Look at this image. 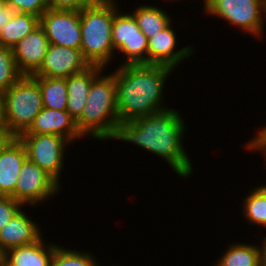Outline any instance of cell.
Returning <instances> with one entry per match:
<instances>
[{
  "label": "cell",
  "mask_w": 266,
  "mask_h": 266,
  "mask_svg": "<svg viewBox=\"0 0 266 266\" xmlns=\"http://www.w3.org/2000/svg\"><path fill=\"white\" fill-rule=\"evenodd\" d=\"M182 117L178 110L169 107L146 117L119 122L111 140L133 143L150 151L165 159L179 177L186 179L193 175L194 166L183 145L187 124Z\"/></svg>",
  "instance_id": "6da1fadb"
},
{
  "label": "cell",
  "mask_w": 266,
  "mask_h": 266,
  "mask_svg": "<svg viewBox=\"0 0 266 266\" xmlns=\"http://www.w3.org/2000/svg\"><path fill=\"white\" fill-rule=\"evenodd\" d=\"M173 71L174 69L165 65L118 66L112 73L116 83L119 122L135 120L169 109L163 102V90Z\"/></svg>",
  "instance_id": "7a4b0ae2"
},
{
  "label": "cell",
  "mask_w": 266,
  "mask_h": 266,
  "mask_svg": "<svg viewBox=\"0 0 266 266\" xmlns=\"http://www.w3.org/2000/svg\"><path fill=\"white\" fill-rule=\"evenodd\" d=\"M102 71L92 82L81 116L76 120L79 132L97 140H111L117 130L119 115L113 73Z\"/></svg>",
  "instance_id": "3957f363"
},
{
  "label": "cell",
  "mask_w": 266,
  "mask_h": 266,
  "mask_svg": "<svg viewBox=\"0 0 266 266\" xmlns=\"http://www.w3.org/2000/svg\"><path fill=\"white\" fill-rule=\"evenodd\" d=\"M116 0H95L80 11L81 47L90 65L107 68L115 50L112 42L114 14L120 8ZM119 7V8H118Z\"/></svg>",
  "instance_id": "277c9868"
},
{
  "label": "cell",
  "mask_w": 266,
  "mask_h": 266,
  "mask_svg": "<svg viewBox=\"0 0 266 266\" xmlns=\"http://www.w3.org/2000/svg\"><path fill=\"white\" fill-rule=\"evenodd\" d=\"M3 95L5 128L18 137L30 128L44 107L39 84L32 76H22Z\"/></svg>",
  "instance_id": "5b68a950"
},
{
  "label": "cell",
  "mask_w": 266,
  "mask_h": 266,
  "mask_svg": "<svg viewBox=\"0 0 266 266\" xmlns=\"http://www.w3.org/2000/svg\"><path fill=\"white\" fill-rule=\"evenodd\" d=\"M209 16L223 19L242 33L263 38L266 0H209L203 9Z\"/></svg>",
  "instance_id": "8992f818"
},
{
  "label": "cell",
  "mask_w": 266,
  "mask_h": 266,
  "mask_svg": "<svg viewBox=\"0 0 266 266\" xmlns=\"http://www.w3.org/2000/svg\"><path fill=\"white\" fill-rule=\"evenodd\" d=\"M24 145L27 159L51 175L60 185L64 171L65 148L71 142L54 134H21L17 137ZM70 143V144H69Z\"/></svg>",
  "instance_id": "52a82bcc"
},
{
  "label": "cell",
  "mask_w": 266,
  "mask_h": 266,
  "mask_svg": "<svg viewBox=\"0 0 266 266\" xmlns=\"http://www.w3.org/2000/svg\"><path fill=\"white\" fill-rule=\"evenodd\" d=\"M112 42L115 53L123 54L120 65L147 64L148 39L131 13L115 12Z\"/></svg>",
  "instance_id": "ba28073f"
},
{
  "label": "cell",
  "mask_w": 266,
  "mask_h": 266,
  "mask_svg": "<svg viewBox=\"0 0 266 266\" xmlns=\"http://www.w3.org/2000/svg\"><path fill=\"white\" fill-rule=\"evenodd\" d=\"M60 190L61 185L51 175L37 164L25 160L15 187V200L24 206L36 207L58 195Z\"/></svg>",
  "instance_id": "9c48e42d"
},
{
  "label": "cell",
  "mask_w": 266,
  "mask_h": 266,
  "mask_svg": "<svg viewBox=\"0 0 266 266\" xmlns=\"http://www.w3.org/2000/svg\"><path fill=\"white\" fill-rule=\"evenodd\" d=\"M50 44L73 49L81 47L80 11L47 9L39 18Z\"/></svg>",
  "instance_id": "30bf717a"
},
{
  "label": "cell",
  "mask_w": 266,
  "mask_h": 266,
  "mask_svg": "<svg viewBox=\"0 0 266 266\" xmlns=\"http://www.w3.org/2000/svg\"><path fill=\"white\" fill-rule=\"evenodd\" d=\"M90 66L80 49L50 44L42 65L32 76L67 78Z\"/></svg>",
  "instance_id": "8fae6325"
},
{
  "label": "cell",
  "mask_w": 266,
  "mask_h": 266,
  "mask_svg": "<svg viewBox=\"0 0 266 266\" xmlns=\"http://www.w3.org/2000/svg\"><path fill=\"white\" fill-rule=\"evenodd\" d=\"M172 22L155 36L148 39L147 64L165 65L175 70L183 60L193 56L194 47L185 46L176 50L178 38Z\"/></svg>",
  "instance_id": "7c38bea8"
},
{
  "label": "cell",
  "mask_w": 266,
  "mask_h": 266,
  "mask_svg": "<svg viewBox=\"0 0 266 266\" xmlns=\"http://www.w3.org/2000/svg\"><path fill=\"white\" fill-rule=\"evenodd\" d=\"M50 42L39 25L12 49L18 70L23 76L34 75L42 65Z\"/></svg>",
  "instance_id": "4fadbf2b"
},
{
  "label": "cell",
  "mask_w": 266,
  "mask_h": 266,
  "mask_svg": "<svg viewBox=\"0 0 266 266\" xmlns=\"http://www.w3.org/2000/svg\"><path fill=\"white\" fill-rule=\"evenodd\" d=\"M22 134H54L76 143L84 136L79 132L75 119L66 110L43 107L30 128Z\"/></svg>",
  "instance_id": "5bb4252c"
},
{
  "label": "cell",
  "mask_w": 266,
  "mask_h": 266,
  "mask_svg": "<svg viewBox=\"0 0 266 266\" xmlns=\"http://www.w3.org/2000/svg\"><path fill=\"white\" fill-rule=\"evenodd\" d=\"M26 159L25 147L17 137H13L0 151V195L15 200V187Z\"/></svg>",
  "instance_id": "9a60e30c"
},
{
  "label": "cell",
  "mask_w": 266,
  "mask_h": 266,
  "mask_svg": "<svg viewBox=\"0 0 266 266\" xmlns=\"http://www.w3.org/2000/svg\"><path fill=\"white\" fill-rule=\"evenodd\" d=\"M21 209L14 218L0 229V247L4 252L21 245L31 244L43 237L39 223Z\"/></svg>",
  "instance_id": "2e32d148"
},
{
  "label": "cell",
  "mask_w": 266,
  "mask_h": 266,
  "mask_svg": "<svg viewBox=\"0 0 266 266\" xmlns=\"http://www.w3.org/2000/svg\"><path fill=\"white\" fill-rule=\"evenodd\" d=\"M41 237L31 244L21 245L5 252L4 266H51L57 243L44 242Z\"/></svg>",
  "instance_id": "e0dca14e"
},
{
  "label": "cell",
  "mask_w": 266,
  "mask_h": 266,
  "mask_svg": "<svg viewBox=\"0 0 266 266\" xmlns=\"http://www.w3.org/2000/svg\"><path fill=\"white\" fill-rule=\"evenodd\" d=\"M105 70L106 69L101 66L91 65L83 72L73 74L66 78L68 89L66 111L75 119V121L82 114L93 80Z\"/></svg>",
  "instance_id": "ac0fdd59"
},
{
  "label": "cell",
  "mask_w": 266,
  "mask_h": 266,
  "mask_svg": "<svg viewBox=\"0 0 266 266\" xmlns=\"http://www.w3.org/2000/svg\"><path fill=\"white\" fill-rule=\"evenodd\" d=\"M38 26L39 17L29 13L14 12L0 32V45L13 48Z\"/></svg>",
  "instance_id": "d6986e66"
},
{
  "label": "cell",
  "mask_w": 266,
  "mask_h": 266,
  "mask_svg": "<svg viewBox=\"0 0 266 266\" xmlns=\"http://www.w3.org/2000/svg\"><path fill=\"white\" fill-rule=\"evenodd\" d=\"M228 246L214 266H263L261 246L248 243Z\"/></svg>",
  "instance_id": "ffe728a7"
},
{
  "label": "cell",
  "mask_w": 266,
  "mask_h": 266,
  "mask_svg": "<svg viewBox=\"0 0 266 266\" xmlns=\"http://www.w3.org/2000/svg\"><path fill=\"white\" fill-rule=\"evenodd\" d=\"M130 13L136 19L139 29L146 35L147 39L155 36L172 22V17L164 9L152 4L138 5Z\"/></svg>",
  "instance_id": "44dd1931"
},
{
  "label": "cell",
  "mask_w": 266,
  "mask_h": 266,
  "mask_svg": "<svg viewBox=\"0 0 266 266\" xmlns=\"http://www.w3.org/2000/svg\"><path fill=\"white\" fill-rule=\"evenodd\" d=\"M39 84L45 108L66 110L68 89L66 78L32 76Z\"/></svg>",
  "instance_id": "7402d4cb"
},
{
  "label": "cell",
  "mask_w": 266,
  "mask_h": 266,
  "mask_svg": "<svg viewBox=\"0 0 266 266\" xmlns=\"http://www.w3.org/2000/svg\"><path fill=\"white\" fill-rule=\"evenodd\" d=\"M242 212L248 223L266 229V184L255 186L243 199Z\"/></svg>",
  "instance_id": "603a6c76"
},
{
  "label": "cell",
  "mask_w": 266,
  "mask_h": 266,
  "mask_svg": "<svg viewBox=\"0 0 266 266\" xmlns=\"http://www.w3.org/2000/svg\"><path fill=\"white\" fill-rule=\"evenodd\" d=\"M89 251L81 252L57 246L52 257L51 266H99L100 262Z\"/></svg>",
  "instance_id": "cb8c5ba5"
},
{
  "label": "cell",
  "mask_w": 266,
  "mask_h": 266,
  "mask_svg": "<svg viewBox=\"0 0 266 266\" xmlns=\"http://www.w3.org/2000/svg\"><path fill=\"white\" fill-rule=\"evenodd\" d=\"M22 76L17 68L13 49L0 45V91H7Z\"/></svg>",
  "instance_id": "d4e9b609"
},
{
  "label": "cell",
  "mask_w": 266,
  "mask_h": 266,
  "mask_svg": "<svg viewBox=\"0 0 266 266\" xmlns=\"http://www.w3.org/2000/svg\"><path fill=\"white\" fill-rule=\"evenodd\" d=\"M6 2L15 12L29 13L39 18L48 9L46 0H6Z\"/></svg>",
  "instance_id": "484cf974"
},
{
  "label": "cell",
  "mask_w": 266,
  "mask_h": 266,
  "mask_svg": "<svg viewBox=\"0 0 266 266\" xmlns=\"http://www.w3.org/2000/svg\"><path fill=\"white\" fill-rule=\"evenodd\" d=\"M25 206L11 196L0 195V229Z\"/></svg>",
  "instance_id": "4316f807"
},
{
  "label": "cell",
  "mask_w": 266,
  "mask_h": 266,
  "mask_svg": "<svg viewBox=\"0 0 266 266\" xmlns=\"http://www.w3.org/2000/svg\"><path fill=\"white\" fill-rule=\"evenodd\" d=\"M95 0H46L49 9L81 11Z\"/></svg>",
  "instance_id": "83f0119b"
},
{
  "label": "cell",
  "mask_w": 266,
  "mask_h": 266,
  "mask_svg": "<svg viewBox=\"0 0 266 266\" xmlns=\"http://www.w3.org/2000/svg\"><path fill=\"white\" fill-rule=\"evenodd\" d=\"M264 127L257 131V135L245 143L244 146L250 152L253 150V152L259 151L261 154L263 153L264 159L266 160V125Z\"/></svg>",
  "instance_id": "f1b7e54d"
},
{
  "label": "cell",
  "mask_w": 266,
  "mask_h": 266,
  "mask_svg": "<svg viewBox=\"0 0 266 266\" xmlns=\"http://www.w3.org/2000/svg\"><path fill=\"white\" fill-rule=\"evenodd\" d=\"M14 10L8 7L6 0H0V32L3 26L12 18Z\"/></svg>",
  "instance_id": "f546056e"
},
{
  "label": "cell",
  "mask_w": 266,
  "mask_h": 266,
  "mask_svg": "<svg viewBox=\"0 0 266 266\" xmlns=\"http://www.w3.org/2000/svg\"><path fill=\"white\" fill-rule=\"evenodd\" d=\"M13 138L5 127H0V151Z\"/></svg>",
  "instance_id": "4dcf8cb0"
},
{
  "label": "cell",
  "mask_w": 266,
  "mask_h": 266,
  "mask_svg": "<svg viewBox=\"0 0 266 266\" xmlns=\"http://www.w3.org/2000/svg\"><path fill=\"white\" fill-rule=\"evenodd\" d=\"M0 127H5V118H4V95L0 91Z\"/></svg>",
  "instance_id": "1f68e13d"
},
{
  "label": "cell",
  "mask_w": 266,
  "mask_h": 266,
  "mask_svg": "<svg viewBox=\"0 0 266 266\" xmlns=\"http://www.w3.org/2000/svg\"><path fill=\"white\" fill-rule=\"evenodd\" d=\"M261 250H262V264L266 266V236L261 240Z\"/></svg>",
  "instance_id": "d6a6232c"
},
{
  "label": "cell",
  "mask_w": 266,
  "mask_h": 266,
  "mask_svg": "<svg viewBox=\"0 0 266 266\" xmlns=\"http://www.w3.org/2000/svg\"><path fill=\"white\" fill-rule=\"evenodd\" d=\"M4 256H5V252L0 247V266H4Z\"/></svg>",
  "instance_id": "836d02e7"
},
{
  "label": "cell",
  "mask_w": 266,
  "mask_h": 266,
  "mask_svg": "<svg viewBox=\"0 0 266 266\" xmlns=\"http://www.w3.org/2000/svg\"><path fill=\"white\" fill-rule=\"evenodd\" d=\"M169 1H173V0H169ZM174 1H176V0H174ZM177 1H179V0H177ZM203 2H204L203 4H204V7H205L207 5V3L209 2V0H204Z\"/></svg>",
  "instance_id": "e575fe53"
}]
</instances>
